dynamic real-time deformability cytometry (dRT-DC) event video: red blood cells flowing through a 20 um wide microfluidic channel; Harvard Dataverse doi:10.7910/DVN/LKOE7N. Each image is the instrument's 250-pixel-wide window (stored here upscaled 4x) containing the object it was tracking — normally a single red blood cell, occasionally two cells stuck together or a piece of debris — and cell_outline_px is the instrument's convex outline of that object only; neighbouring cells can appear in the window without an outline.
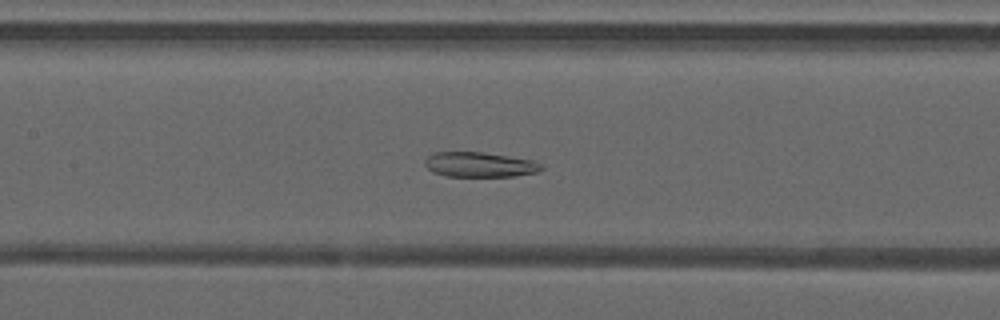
{"species": "common noctule bat (a hibernating species)", "species_latin": "Nyctalus noctula", "temperature_condition": "warm", "stored_images_in_passage": 39, "camera_frame_rate_fps": 3000, "um_per_image_px": 0.085, "animal": {"sex": "male", "forearm_length_mm": 52.5}, "frame": {"image": 1, "passage_image": 14, "time_ms": 4.333, "image_size_px": [1000, 320], "cell_outline_px": [[544, 168], [536, 172], [512, 176], [448, 176], [432, 172], [424, 164], [424, 160], [432, 152], [484, 152], [532, 160], [544, 164]], "centroid_in_image_um": [40.76, 13.98], "position_along_channel_um": 166.6, "area_um2": 16.94}}
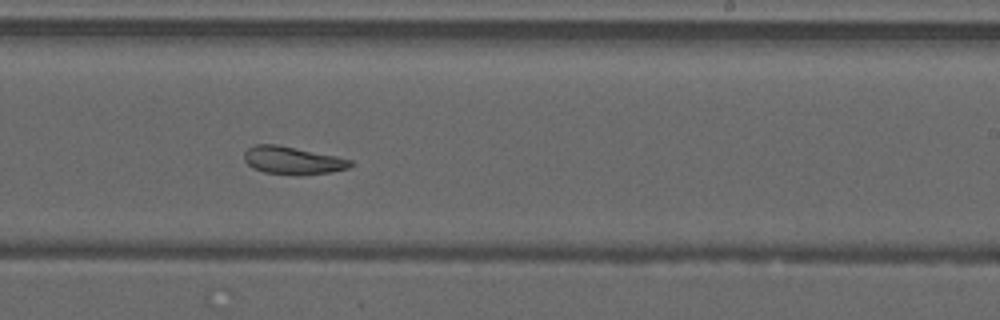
{"frame": {"image": 2, "passage_image": 21, "time_ms": 6.667, "image_size_px": [1000, 320], "cell_outline_px": [[352, 164], [348, 168], [328, 172], [264, 172], [252, 168], [244, 160], [244, 152], [248, 148], [256, 144], [276, 144], [336, 156], [352, 160]], "centroid_in_image_um": [24.82, 13.58], "position_along_channel_um": 264.2, "area_um2": 16.24}}
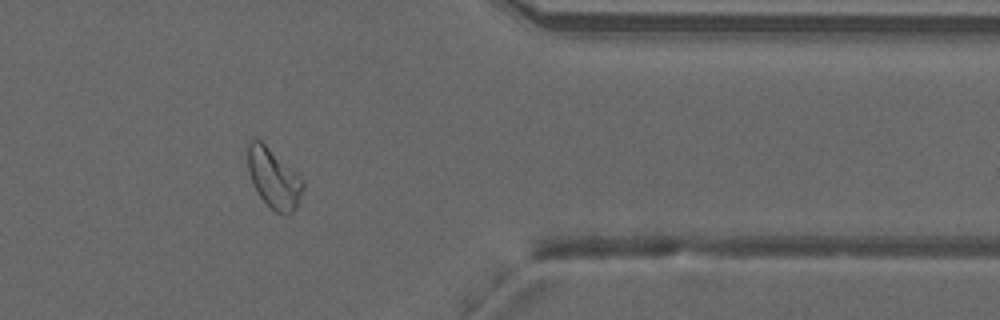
{"frame": {"image": 3, "passage_image": 31, "time_ms": 10.0, "image_size_px": [1000, 320], "cell_outline_px": [[304, 188], [300, 204], [292, 212], [284, 216], [276, 212], [260, 196], [248, 172], [248, 140], [252, 136], [260, 140], [300, 176], [304, 180]], "centroid_in_image_um": [23.29, 15.16], "position_along_channel_um": 388.1, "area_um2": 19.19}, "authors_computed_cell_mechanics": {"area_um2": 19.1896, "velocity_mm_per_s": 4.1966, "shape_relaxation_time_tau1_ms": null, "shape_relaxation_time_tau2_ms": 2.3064, "deformation_change_tau1": null, "deformation_change_tau2": 0.0846}}